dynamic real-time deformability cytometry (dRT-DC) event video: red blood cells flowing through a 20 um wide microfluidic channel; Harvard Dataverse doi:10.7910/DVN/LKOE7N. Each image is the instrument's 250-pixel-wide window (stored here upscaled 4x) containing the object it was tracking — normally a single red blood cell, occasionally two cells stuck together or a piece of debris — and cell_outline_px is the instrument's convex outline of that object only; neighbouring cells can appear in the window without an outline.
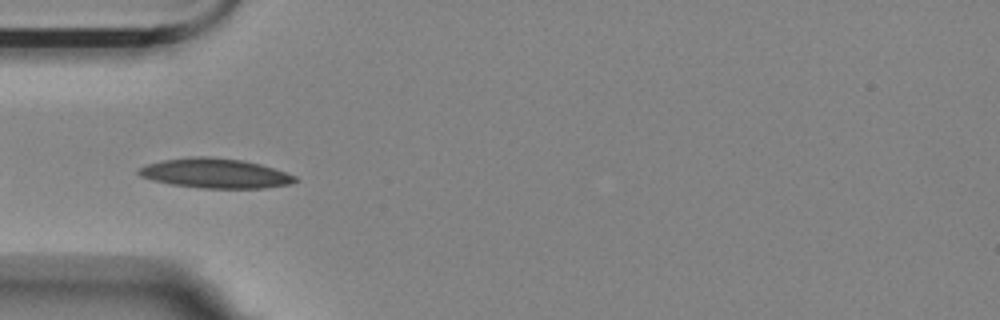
{"species": "Egyptian fruit bat (a non-hibernating species)", "species_latin": "Rousettus aegyptiacus", "temperature_condition": "room temperature", "stored_images_in_passage": 7, "camera_frame_rate_fps": 3000, "um_per_image_px": 0.085, "animal": {"sex": "female"}, "frame": {"image": 1, "passage_image": 4, "time_ms": 1.0, "image_size_px": [1000, 320], "cell_outline_px": [[300, 180], [292, 184], [264, 188], [200, 188], [168, 184], [152, 180], [140, 176], [136, 172], [140, 168], [148, 164], [164, 160], [196, 156], [208, 156], [244, 160], [260, 164], [296, 176]], "centroid_in_image_um": [18.31, 14.74], "position_along_channel_um": 66.7, "area_um2": 27.11}}
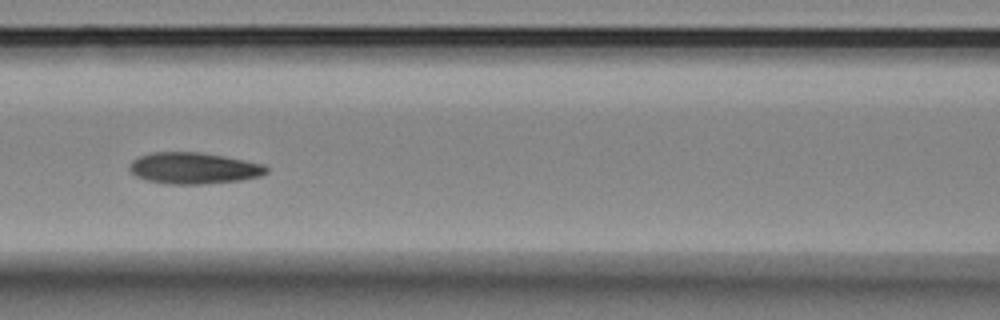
{"frame": {"image": 2, "passage_image": 6, "time_ms": 1.667, "image_size_px": [1000, 320], "cell_outline_px": [[268, 172], [260, 176], [240, 180], [200, 184], [168, 184], [144, 180], [136, 176], [128, 168], [128, 164], [132, 160], [140, 156], [152, 152], [200, 152], [224, 156], [264, 164], [268, 168]], "centroid_in_image_um": [16.44, 14.29], "position_along_channel_um": 150.2, "area_um2": 25.09}}
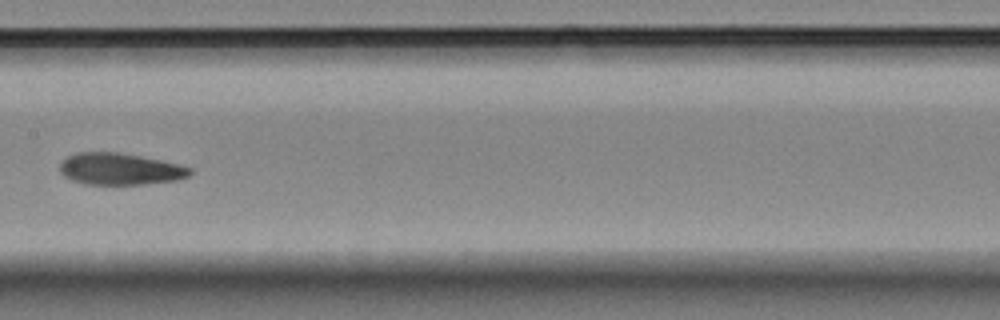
{"frame": {"image": 3, "passage_image": 7, "time_ms": 2.0, "image_size_px": [1000, 320], "cell_outline_px": [[192, 172], [188, 176], [176, 180], [144, 184], [84, 184], [72, 180], [64, 176], [60, 172], [60, 164], [68, 156], [76, 152], [120, 152], [180, 164], [192, 168]], "centroid_in_image_um": [10.2, 14.36], "position_along_channel_um": 197.2, "area_um2": 24.04}}